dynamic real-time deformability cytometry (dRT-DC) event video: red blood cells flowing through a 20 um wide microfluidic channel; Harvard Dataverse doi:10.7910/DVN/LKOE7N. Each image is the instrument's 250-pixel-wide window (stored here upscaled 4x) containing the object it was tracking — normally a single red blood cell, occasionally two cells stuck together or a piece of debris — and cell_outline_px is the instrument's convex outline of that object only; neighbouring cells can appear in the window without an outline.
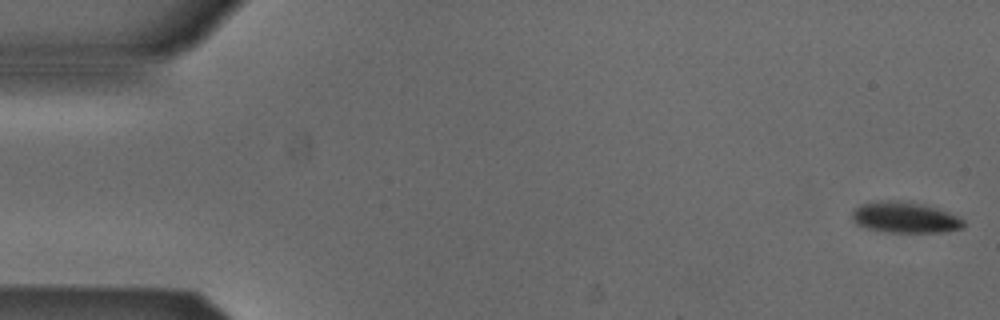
{"species": "Egyptian fruit bat (a non-hibernating species)", "species_latin": "Rousettus aegyptiacus", "temperature_condition": "cold", "stored_images_in_passage": 53, "camera_frame_rate_fps": 3000, "um_per_image_px": 0.085, "animal": {"sex": "male"}, "frame": {"image": 1, "passage_image": 1, "time_ms": 0.0, "image_size_px": [1000, 320], "cell_outline_px": [[964, 228], [944, 232], [892, 232], [868, 228], [856, 224], [852, 220], [852, 208], [860, 204], [880, 200], [896, 200], [924, 204], [948, 212], [964, 220]], "centroid_in_image_um": [76.9, 18.47], "position_along_channel_um": 8.1, "area_um2": 20.17}}
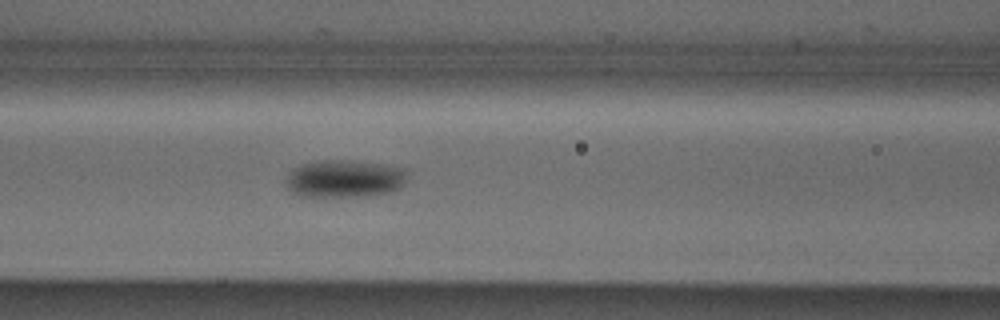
{"frame": {"image": 2, "passage_image": 22, "time_ms": 7.0, "image_size_px": [1000, 320], "cell_outline_px": [[404, 184], [400, 188], [384, 192], [364, 196], [300, 196], [292, 192], [288, 188], [288, 176], [296, 168], [304, 164], [320, 160], [352, 160], [384, 164], [404, 168]], "centroid_in_image_um": [29.3, 15.18], "position_along_channel_um": 137.3, "area_um2": 26.01}}
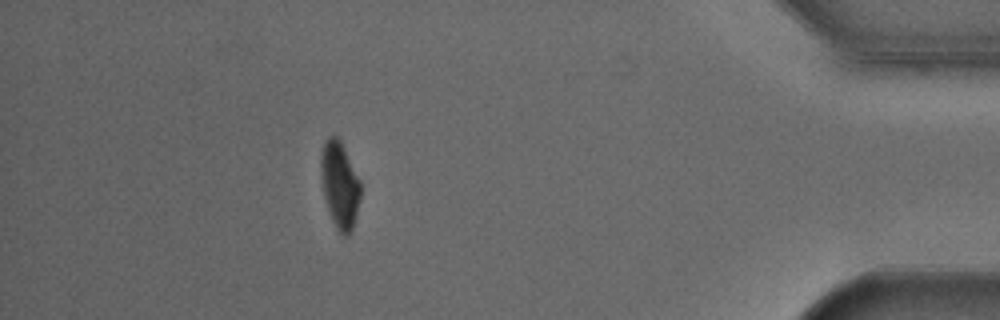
{"frame": {"image": 3, "passage_image": 47, "time_ms": 15.333, "image_size_px": [1000, 320], "cell_outline_px": [[360, 200], [352, 232], [348, 236], [344, 236], [336, 228], [332, 220], [324, 196], [320, 172], [320, 156], [324, 140], [328, 136], [336, 136], [340, 140], [360, 180]], "centroid_in_image_um": [28.87, 15.72], "position_along_channel_um": 406.3, "area_um2": 20.06}, "authors_computed_cell_mechanics": {"area_um2": 22.253, "velocity_mm_per_s": 3.8677, "shape_relaxation_time_tau1_ms": 2.9274, "shape_relaxation_time_tau2_ms": null, "deformation_change_tau1": 0.1075, "deformation_change_tau2": null}}